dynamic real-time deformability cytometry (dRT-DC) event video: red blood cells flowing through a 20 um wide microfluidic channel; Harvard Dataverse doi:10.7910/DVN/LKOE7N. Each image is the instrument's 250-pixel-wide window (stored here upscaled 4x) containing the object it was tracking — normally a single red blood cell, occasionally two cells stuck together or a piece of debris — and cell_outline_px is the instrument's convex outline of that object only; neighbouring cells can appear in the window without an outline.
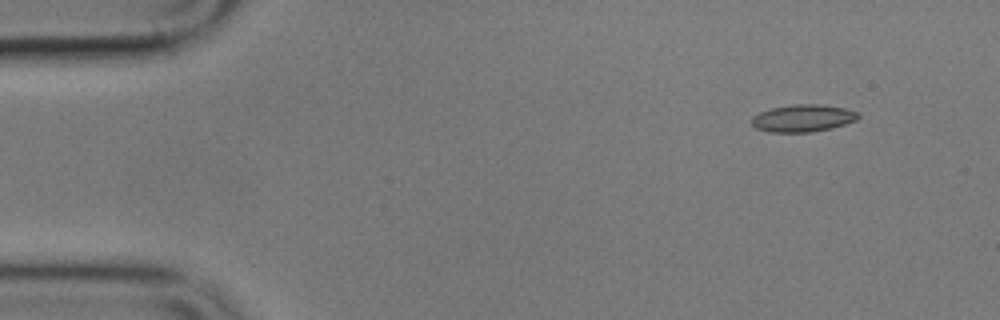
{"species": "common noctule bat (a hibernating species)", "species_latin": "Nyctalus noctula", "temperature_condition": "cold", "stored_images_in_passage": 5, "camera_frame_rate_fps": 3000, "um_per_image_px": 0.085, "animal": {"sex": "male", "body_mass_g": 17.9}, "frame": {"image": 1, "passage_image": 2, "time_ms": 1.333, "image_size_px": [1000, 320], "cell_outline_px": [[860, 116], [856, 120], [832, 128], [812, 132], [768, 132], [756, 128], [752, 124], [752, 116], [760, 112], [772, 108], [796, 104], [820, 104], [844, 108], [860, 112]], "centroid_in_image_um": [68.26, 10.05], "position_along_channel_um": 16.7, "area_um2": 16.94}}
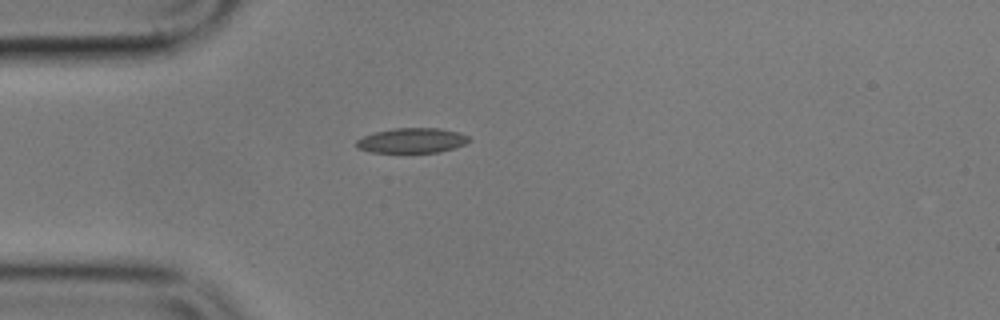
{"frame": {"image": 2, "passage_image": 5, "time_ms": 4.667, "image_size_px": [1000, 320], "cell_outline_px": [[472, 140], [456, 148], [440, 152], [372, 152], [356, 148], [356, 140], [364, 136], [376, 132], [392, 128], [440, 128], [460, 132], [468, 136]], "centroid_in_image_um": [35.05, 11.94], "position_along_channel_um": 49.9, "area_um2": 16.47}}